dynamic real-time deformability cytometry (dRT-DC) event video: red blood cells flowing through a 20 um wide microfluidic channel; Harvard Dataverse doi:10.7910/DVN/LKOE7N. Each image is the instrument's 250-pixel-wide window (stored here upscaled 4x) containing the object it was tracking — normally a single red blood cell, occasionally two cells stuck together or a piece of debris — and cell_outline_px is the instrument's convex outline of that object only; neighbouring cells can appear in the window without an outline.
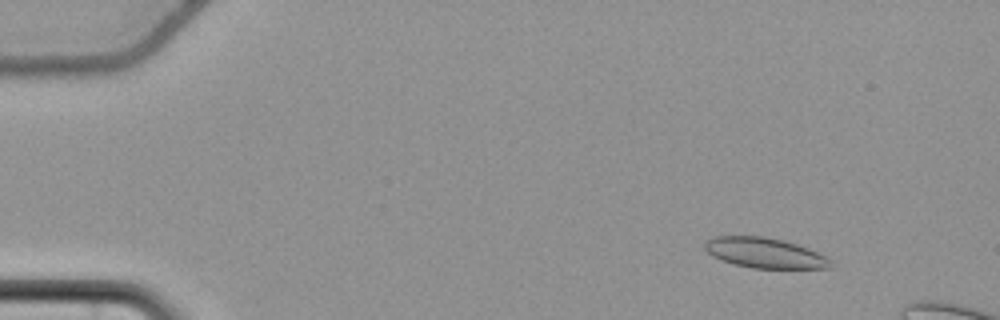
{"species": "common noctule bat (a hibernating species)", "species_latin": "Nyctalus noctula", "temperature_condition": "cold", "stored_images_in_passage": 18, "camera_frame_rate_fps": 3000, "um_per_image_px": 0.085, "animal": {"sex": "female", "body_mass_g": 22.7, "forearm_length_mm": 54.2}, "frame": {"image": 1, "passage_image": 8, "time_ms": 2.333, "image_size_px": [1000, 320], "cell_outline_px": [[832, 260], [828, 268], [752, 268], [736, 264], [712, 256], [704, 248], [704, 240], [716, 236], [764, 236], [784, 240], [808, 248]], "centroid_in_image_um": [64.96, 21.48], "position_along_channel_um": 20.0, "area_um2": 21.96}}